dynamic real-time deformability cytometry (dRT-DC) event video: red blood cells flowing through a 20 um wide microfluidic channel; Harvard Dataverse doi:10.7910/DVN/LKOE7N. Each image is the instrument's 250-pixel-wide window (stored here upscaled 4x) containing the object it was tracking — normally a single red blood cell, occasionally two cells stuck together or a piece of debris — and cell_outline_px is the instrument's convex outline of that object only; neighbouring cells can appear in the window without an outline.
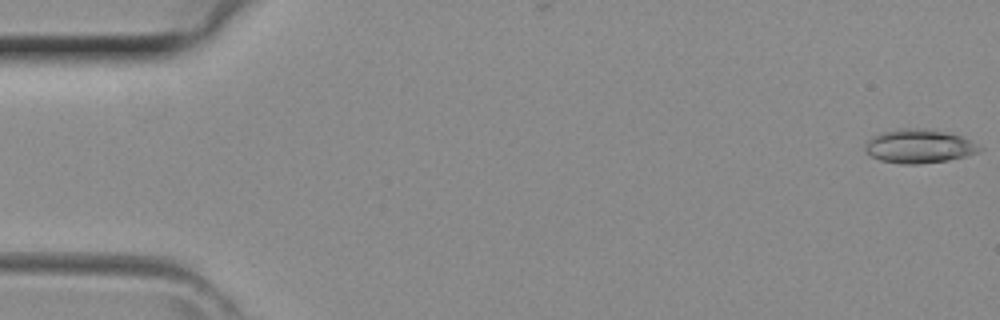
{"species": "common noctule bat (a hibernating species)", "species_latin": "Nyctalus noctula", "temperature_condition": "room temperature", "stored_images_in_passage": 38, "camera_frame_rate_fps": 3000, "um_per_image_px": 0.085, "animal": {"sex": "female", "body_mass_g": 29.2, "forearm_length_mm": 56.3}, "frame": {"image": 1, "passage_image": 1, "time_ms": 0.0, "image_size_px": [1000, 320], "cell_outline_px": [[984, 148], [976, 152], [964, 156], [948, 160], [916, 164], [900, 164], [880, 160], [872, 156], [864, 148], [864, 144], [872, 136], [880, 132], [900, 128], [924, 128], [944, 132], [960, 136]], "centroid_in_image_um": [78.06, 12.42], "position_along_channel_um": 6.9, "area_um2": 22.31}}
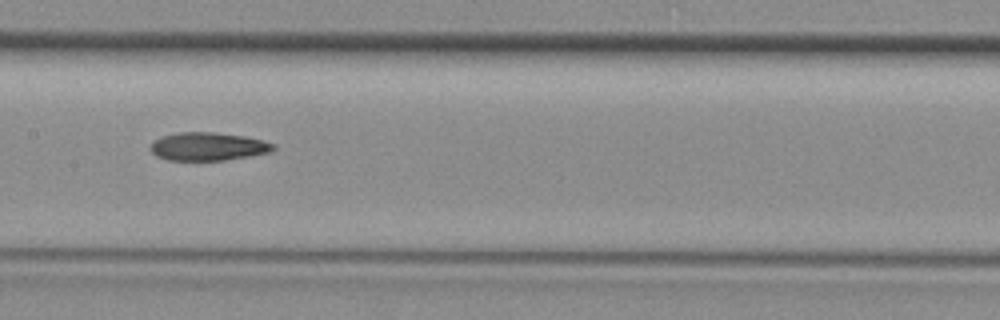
{"frame": {"image": 2, "passage_image": 21, "time_ms": 6.667, "image_size_px": [1000, 320], "cell_outline_px": [[276, 148], [272, 152], [224, 160], [168, 160], [156, 156], [148, 148], [156, 140], [164, 136], [180, 132], [212, 132], [240, 136], [260, 140], [276, 144]], "centroid_in_image_um": [17.68, 12.46], "position_along_channel_um": 189.7, "area_um2": 19.88}}
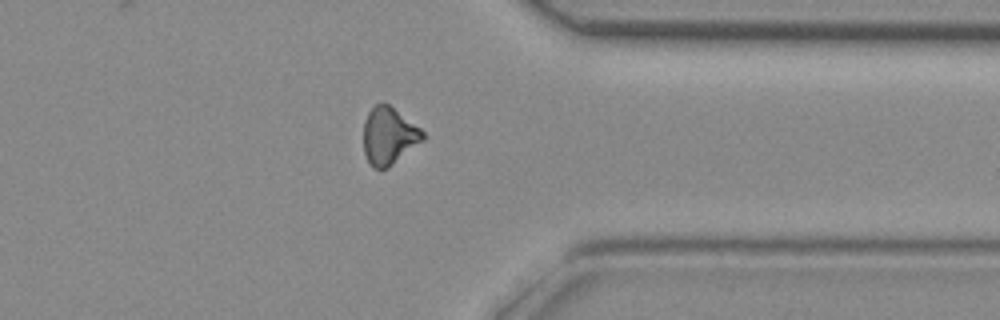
{"frame": {"image": 3, "passage_image": 33, "time_ms": 10.667, "image_size_px": [1000, 320], "cell_outline_px": [[424, 140], [388, 168], [372, 168], [364, 152], [364, 120], [368, 112], [376, 104], [388, 104], [420, 128], [424, 132]], "centroid_in_image_um": [33.05, 11.57], "position_along_channel_um": 378.4, "area_um2": 19.54}}